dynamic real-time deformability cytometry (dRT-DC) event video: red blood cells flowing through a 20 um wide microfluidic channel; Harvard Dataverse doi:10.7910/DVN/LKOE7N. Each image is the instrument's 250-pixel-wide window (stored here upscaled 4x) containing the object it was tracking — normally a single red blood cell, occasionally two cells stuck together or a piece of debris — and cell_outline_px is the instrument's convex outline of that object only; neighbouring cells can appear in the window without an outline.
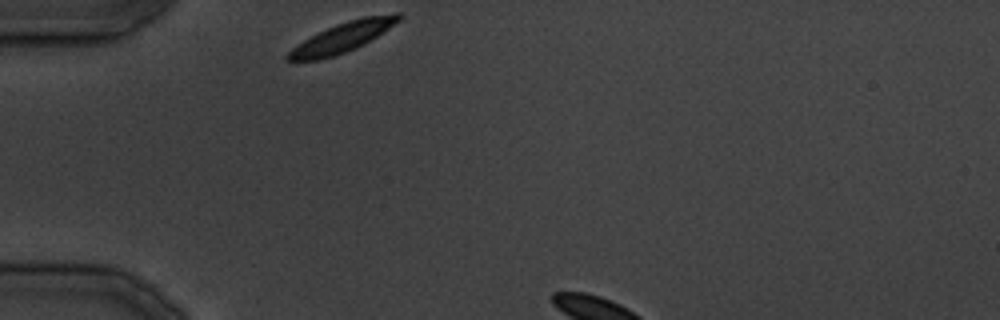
{"species": "common noctule bat (a hibernating species)", "species_latin": "Nyctalus noctula", "temperature_condition": "cold", "stored_images_in_passage": 2, "camera_frame_rate_fps": 3000, "um_per_image_px": 0.085, "animal": {"sex": "male", "body_mass_g": 19.5, "forearm_length_mm": 54.6}, "frame": {"image": 1, "passage_image": 1, "time_ms": 0.0, "image_size_px": [1000, 320], "cell_outline_px": [[404, 16], [400, 20], [364, 44], [356, 48], [336, 56], [320, 60], [284, 60], [284, 56], [292, 48], [304, 40], [336, 24], [348, 20], [364, 16], [396, 12], [400, 12]], "centroid_in_image_um": [29.13, 3.17], "position_along_channel_um": 55.9, "area_um2": 19.13}}